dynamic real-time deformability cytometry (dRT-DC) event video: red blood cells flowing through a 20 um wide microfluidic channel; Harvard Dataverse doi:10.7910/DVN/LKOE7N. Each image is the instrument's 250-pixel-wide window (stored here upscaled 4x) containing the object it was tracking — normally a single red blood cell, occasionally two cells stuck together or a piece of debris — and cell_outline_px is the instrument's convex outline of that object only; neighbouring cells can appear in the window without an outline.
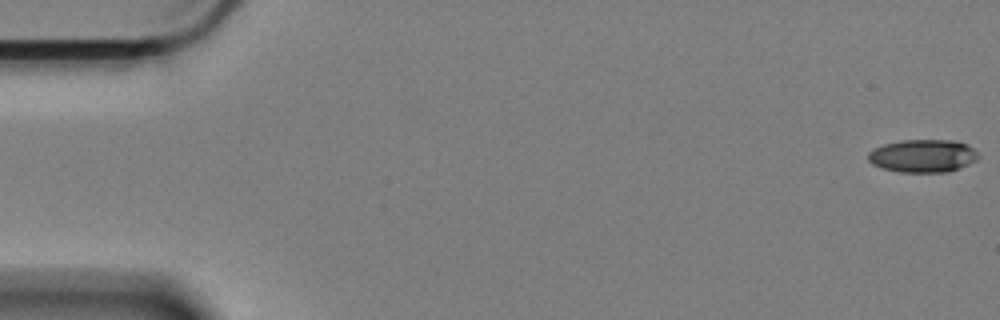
{"species": "Egyptian fruit bat (a non-hibernating species)", "species_latin": "Rousettus aegyptiacus", "temperature_condition": "cold", "stored_images_in_passage": 57, "camera_frame_rate_fps": 3000, "um_per_image_px": 0.085, "animal": {"sex": "female"}, "frame": {"image": 1, "passage_image": 1, "time_ms": 0.0, "image_size_px": [1000, 320], "cell_outline_px": [[980, 156], [976, 160], [960, 168], [948, 172], [900, 172], [880, 168], [872, 164], [868, 160], [868, 152], [872, 148], [884, 144], [904, 140], [952, 140], [968, 144]], "centroid_in_image_um": [78.42, 13.25], "position_along_channel_um": 6.6, "area_um2": 21.27}}
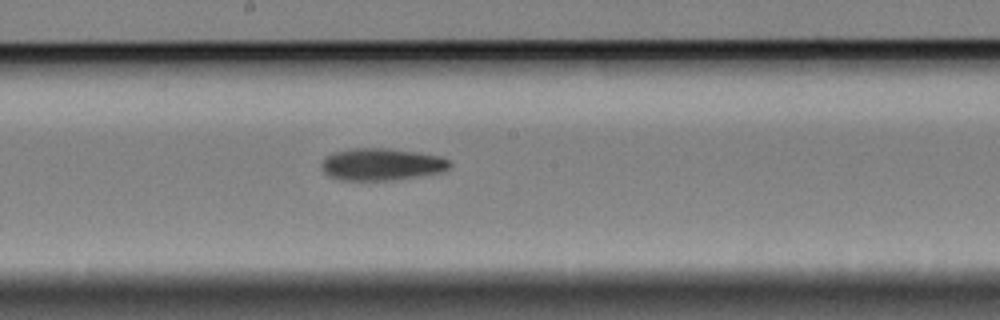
{"frame": {"image": 2, "passage_image": 32, "time_ms": 10.333, "image_size_px": [1000, 320], "cell_outline_px": [[452, 164], [444, 172], [424, 176], [396, 180], [340, 180], [328, 176], [320, 168], [320, 164], [324, 156], [336, 152], [352, 148], [388, 148], [416, 152], [440, 156], [448, 160]], "centroid_in_image_um": [32.43, 13.98], "position_along_channel_um": 215.8, "area_um2": 24.39}}
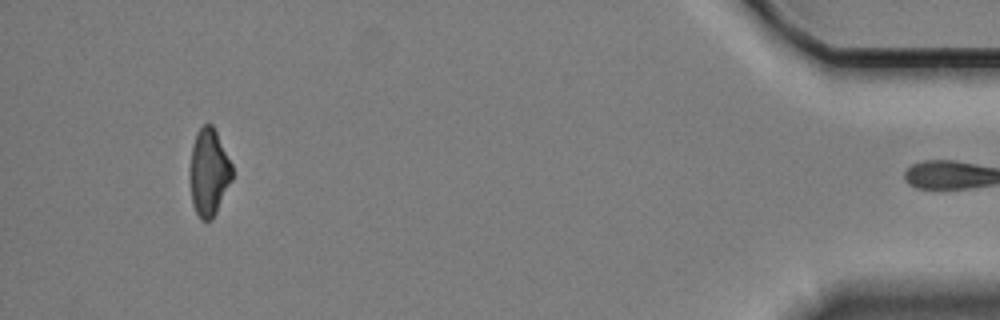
{"frame": {"image": 3, "passage_image": 56, "time_ms": 18.333, "image_size_px": [1000, 320], "cell_outline_px": [[232, 180], [212, 220], [200, 220], [192, 204], [188, 172], [188, 168], [192, 148], [196, 132], [204, 124], [212, 124], [232, 164]], "centroid_in_image_um": [17.72, 14.66], "position_along_channel_um": 417.5, "area_um2": 21.68}, "authors_computed_cell_mechanics": {"area_um2": 23.0622, "velocity_mm_per_s": 3.3809, "shape_relaxation_time_tau1_ms": 6.058, "shape_relaxation_time_tau2_ms": null, "deformation_change_tau1": 0.1565, "deformation_change_tau2": null}}